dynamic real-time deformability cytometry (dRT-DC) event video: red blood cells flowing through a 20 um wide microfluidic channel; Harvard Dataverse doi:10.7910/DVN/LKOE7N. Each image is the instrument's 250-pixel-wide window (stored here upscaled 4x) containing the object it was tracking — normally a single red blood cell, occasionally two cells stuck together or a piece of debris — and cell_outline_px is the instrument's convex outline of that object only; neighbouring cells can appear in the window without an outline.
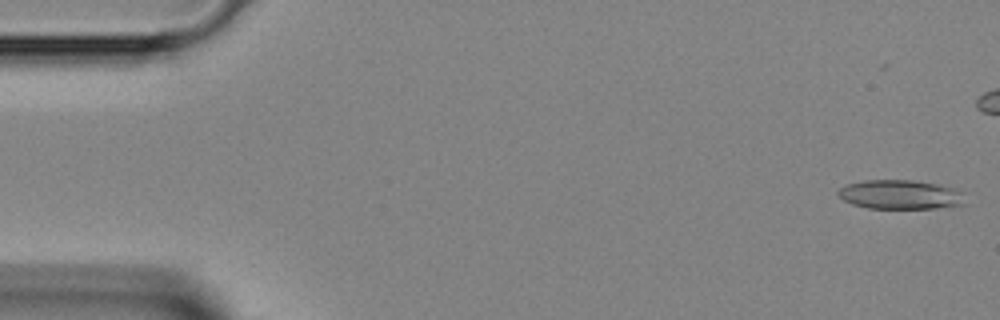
{"species": "Egyptian fruit bat (a non-hibernating species)", "species_latin": "Rousettus aegyptiacus", "temperature_condition": "room temperature", "stored_images_in_passage": 36, "camera_frame_rate_fps": 3000, "um_per_image_px": 0.085, "animal": {"sex": "female"}, "frame": {"image": 1, "passage_image": 1, "time_ms": 0.0, "image_size_px": [1000, 320], "cell_outline_px": [[964, 204], [936, 208], [868, 208], [852, 204], [844, 200], [836, 192], [844, 184], [864, 180], [912, 180], [940, 184], [956, 188], [960, 192]], "centroid_in_image_um": [76.48, 16.52], "position_along_channel_um": 8.5, "area_um2": 21.56}}
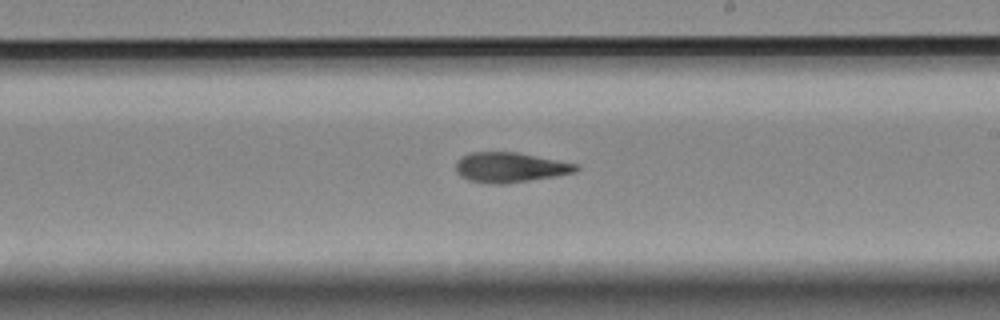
{"frame": {"image": 2, "passage_image": 25, "time_ms": 8.0, "image_size_px": [1000, 320], "cell_outline_px": [[580, 168], [576, 172], [556, 176], [504, 184], [488, 184], [468, 180], [460, 176], [456, 172], [456, 160], [460, 156], [468, 152], [516, 152], [580, 164]], "centroid_in_image_um": [43.34, 14.22], "position_along_channel_um": 245.7, "area_um2": 21.33}}
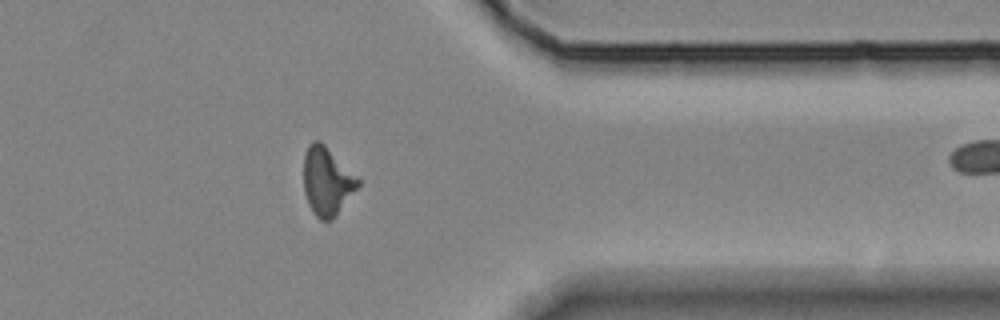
{"frame": {"image": 3, "passage_image": 35, "time_ms": 11.333, "image_size_px": [1000, 320], "cell_outline_px": [[360, 184], [336, 216], [332, 220], [320, 220], [312, 212], [308, 204], [304, 192], [304, 156], [308, 144], [312, 140], [320, 140], [360, 180]], "centroid_in_image_um": [27.77, 15.41], "position_along_channel_um": 383.6, "area_um2": 21.5}}